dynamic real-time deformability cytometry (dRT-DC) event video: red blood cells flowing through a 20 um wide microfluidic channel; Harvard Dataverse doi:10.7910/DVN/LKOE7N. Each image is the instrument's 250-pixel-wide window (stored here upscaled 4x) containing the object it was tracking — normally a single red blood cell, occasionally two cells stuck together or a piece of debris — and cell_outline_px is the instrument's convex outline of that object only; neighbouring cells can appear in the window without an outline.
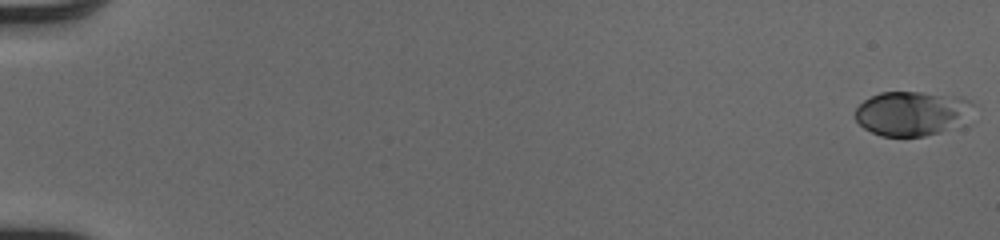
{"species": "human", "species_latin": "Homo sapiens", "temperature_condition": "cold", "stored_images_in_passage": 52, "camera_frame_rate_fps": 3000, "um_per_image_px": 0.085, "donor": {"sex": "male"}, "frame": {"image": 1, "passage_image": 1, "time_ms": 0.0, "image_size_px": [1000, 240], "cell_outline_px": [[976, 104], [940, 132], [924, 136], [880, 136], [864, 128], [856, 120], [856, 108], [864, 100], [880, 92], [920, 92], [964, 96]], "centroid_in_image_um": [77.4, 9.6], "position_along_channel_um": 7.6, "area_um2": 29.59}}
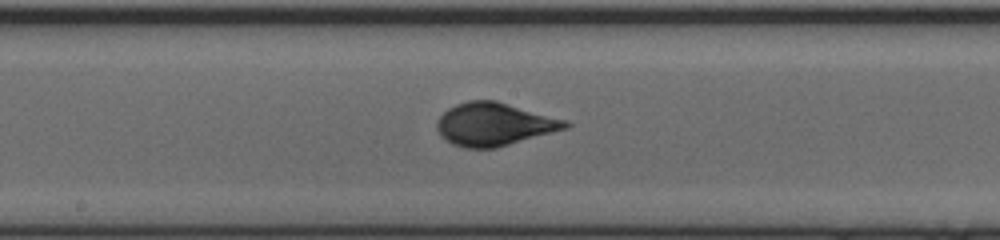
{"frame": {"image": 2, "passage_image": 30, "time_ms": 9.667, "image_size_px": [1000, 240], "cell_outline_px": [[572, 124], [568, 128], [496, 148], [464, 148], [452, 144], [444, 140], [440, 136], [436, 128], [436, 120], [448, 108], [456, 104], [468, 100], [496, 100], [568, 120]], "centroid_in_image_um": [42.0, 10.56], "position_along_channel_um": 206.2, "area_um2": 32.48}}
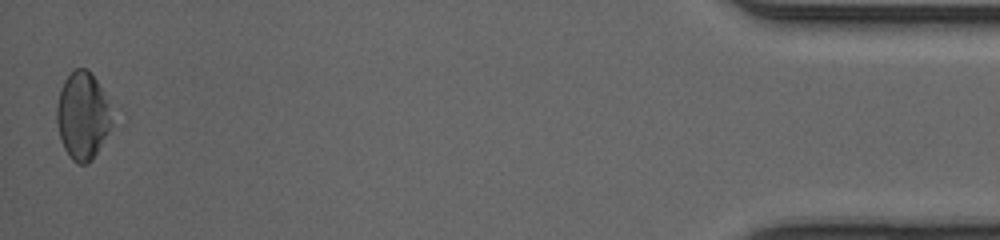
{"frame": {"image": 3, "passage_image": 52, "time_ms": 17.0, "image_size_px": [1000, 240], "cell_outline_px": [[120, 116], [92, 160], [88, 164], [76, 164], [68, 156], [64, 148], [60, 136], [56, 120], [56, 108], [60, 88], [64, 80], [76, 68], [88, 68], [120, 108]], "centroid_in_image_um": [7.18, 9.8], "position_along_channel_um": 428.0, "area_um2": 30.35}, "authors_computed_cell_mechanics": {"area_um2": 30.634, "velocity_mm_per_s": 4.1212, "shape_relaxation_time_tau1_ms": 4.3932, "shape_relaxation_time_tau2_ms": null, "deformation_change_tau1": 0.1844, "deformation_change_tau2": null}}